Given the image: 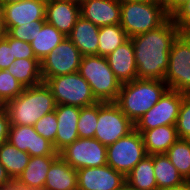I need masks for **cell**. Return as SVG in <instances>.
<instances>
[{
    "label": "cell",
    "instance_id": "26",
    "mask_svg": "<svg viewBox=\"0 0 190 190\" xmlns=\"http://www.w3.org/2000/svg\"><path fill=\"white\" fill-rule=\"evenodd\" d=\"M6 70L25 88L43 83L41 63L37 59H16Z\"/></svg>",
    "mask_w": 190,
    "mask_h": 190
},
{
    "label": "cell",
    "instance_id": "1",
    "mask_svg": "<svg viewBox=\"0 0 190 190\" xmlns=\"http://www.w3.org/2000/svg\"><path fill=\"white\" fill-rule=\"evenodd\" d=\"M179 33L178 26L169 17L159 27L130 38L137 65V79L164 80L171 45Z\"/></svg>",
    "mask_w": 190,
    "mask_h": 190
},
{
    "label": "cell",
    "instance_id": "10",
    "mask_svg": "<svg viewBox=\"0 0 190 190\" xmlns=\"http://www.w3.org/2000/svg\"><path fill=\"white\" fill-rule=\"evenodd\" d=\"M73 169L100 167L107 164V147L95 138H78L59 152Z\"/></svg>",
    "mask_w": 190,
    "mask_h": 190
},
{
    "label": "cell",
    "instance_id": "8",
    "mask_svg": "<svg viewBox=\"0 0 190 190\" xmlns=\"http://www.w3.org/2000/svg\"><path fill=\"white\" fill-rule=\"evenodd\" d=\"M97 124L94 138L106 147L134 130V123L115 102H98Z\"/></svg>",
    "mask_w": 190,
    "mask_h": 190
},
{
    "label": "cell",
    "instance_id": "32",
    "mask_svg": "<svg viewBox=\"0 0 190 190\" xmlns=\"http://www.w3.org/2000/svg\"><path fill=\"white\" fill-rule=\"evenodd\" d=\"M24 88L6 69L0 70V106L15 99L23 92Z\"/></svg>",
    "mask_w": 190,
    "mask_h": 190
},
{
    "label": "cell",
    "instance_id": "30",
    "mask_svg": "<svg viewBox=\"0 0 190 190\" xmlns=\"http://www.w3.org/2000/svg\"><path fill=\"white\" fill-rule=\"evenodd\" d=\"M185 181H190V144L179 138L165 153Z\"/></svg>",
    "mask_w": 190,
    "mask_h": 190
},
{
    "label": "cell",
    "instance_id": "40",
    "mask_svg": "<svg viewBox=\"0 0 190 190\" xmlns=\"http://www.w3.org/2000/svg\"><path fill=\"white\" fill-rule=\"evenodd\" d=\"M188 0H160L169 17H171Z\"/></svg>",
    "mask_w": 190,
    "mask_h": 190
},
{
    "label": "cell",
    "instance_id": "2",
    "mask_svg": "<svg viewBox=\"0 0 190 190\" xmlns=\"http://www.w3.org/2000/svg\"><path fill=\"white\" fill-rule=\"evenodd\" d=\"M56 105L51 89L43 82L24 88L21 94L4 107L9 115L10 125L34 126L41 117L55 111Z\"/></svg>",
    "mask_w": 190,
    "mask_h": 190
},
{
    "label": "cell",
    "instance_id": "34",
    "mask_svg": "<svg viewBox=\"0 0 190 190\" xmlns=\"http://www.w3.org/2000/svg\"><path fill=\"white\" fill-rule=\"evenodd\" d=\"M175 126L178 132V136L181 139H183L187 134L190 133V96L189 95H186L183 98Z\"/></svg>",
    "mask_w": 190,
    "mask_h": 190
},
{
    "label": "cell",
    "instance_id": "35",
    "mask_svg": "<svg viewBox=\"0 0 190 190\" xmlns=\"http://www.w3.org/2000/svg\"><path fill=\"white\" fill-rule=\"evenodd\" d=\"M45 22H40L39 24H22L20 26L12 27L7 33L14 39L25 41L31 43L36 30H40Z\"/></svg>",
    "mask_w": 190,
    "mask_h": 190
},
{
    "label": "cell",
    "instance_id": "46",
    "mask_svg": "<svg viewBox=\"0 0 190 190\" xmlns=\"http://www.w3.org/2000/svg\"><path fill=\"white\" fill-rule=\"evenodd\" d=\"M121 190H136V189H133L131 188L130 186H128L127 184H125Z\"/></svg>",
    "mask_w": 190,
    "mask_h": 190
},
{
    "label": "cell",
    "instance_id": "47",
    "mask_svg": "<svg viewBox=\"0 0 190 190\" xmlns=\"http://www.w3.org/2000/svg\"><path fill=\"white\" fill-rule=\"evenodd\" d=\"M71 1L74 2V3H77L79 5H81L83 2H86L88 0H71Z\"/></svg>",
    "mask_w": 190,
    "mask_h": 190
},
{
    "label": "cell",
    "instance_id": "12",
    "mask_svg": "<svg viewBox=\"0 0 190 190\" xmlns=\"http://www.w3.org/2000/svg\"><path fill=\"white\" fill-rule=\"evenodd\" d=\"M185 96L186 94L168 89L159 101L138 119L134 129L141 133L163 125H175Z\"/></svg>",
    "mask_w": 190,
    "mask_h": 190
},
{
    "label": "cell",
    "instance_id": "25",
    "mask_svg": "<svg viewBox=\"0 0 190 190\" xmlns=\"http://www.w3.org/2000/svg\"><path fill=\"white\" fill-rule=\"evenodd\" d=\"M153 155H146L126 176V184L136 190H157Z\"/></svg>",
    "mask_w": 190,
    "mask_h": 190
},
{
    "label": "cell",
    "instance_id": "11",
    "mask_svg": "<svg viewBox=\"0 0 190 190\" xmlns=\"http://www.w3.org/2000/svg\"><path fill=\"white\" fill-rule=\"evenodd\" d=\"M81 59L78 48L66 37L40 62L43 82L51 77L78 72Z\"/></svg>",
    "mask_w": 190,
    "mask_h": 190
},
{
    "label": "cell",
    "instance_id": "7",
    "mask_svg": "<svg viewBox=\"0 0 190 190\" xmlns=\"http://www.w3.org/2000/svg\"><path fill=\"white\" fill-rule=\"evenodd\" d=\"M45 84L51 89L57 105L82 108L98 102L89 83L78 72L51 77Z\"/></svg>",
    "mask_w": 190,
    "mask_h": 190
},
{
    "label": "cell",
    "instance_id": "13",
    "mask_svg": "<svg viewBox=\"0 0 190 190\" xmlns=\"http://www.w3.org/2000/svg\"><path fill=\"white\" fill-rule=\"evenodd\" d=\"M125 176L108 164L77 170V190H121Z\"/></svg>",
    "mask_w": 190,
    "mask_h": 190
},
{
    "label": "cell",
    "instance_id": "17",
    "mask_svg": "<svg viewBox=\"0 0 190 190\" xmlns=\"http://www.w3.org/2000/svg\"><path fill=\"white\" fill-rule=\"evenodd\" d=\"M80 109L78 106L56 105L58 129L53 146L58 153L79 138L77 128Z\"/></svg>",
    "mask_w": 190,
    "mask_h": 190
},
{
    "label": "cell",
    "instance_id": "42",
    "mask_svg": "<svg viewBox=\"0 0 190 190\" xmlns=\"http://www.w3.org/2000/svg\"><path fill=\"white\" fill-rule=\"evenodd\" d=\"M0 190H25L16 180H12Z\"/></svg>",
    "mask_w": 190,
    "mask_h": 190
},
{
    "label": "cell",
    "instance_id": "28",
    "mask_svg": "<svg viewBox=\"0 0 190 190\" xmlns=\"http://www.w3.org/2000/svg\"><path fill=\"white\" fill-rule=\"evenodd\" d=\"M30 157L27 152L18 150L8 141L0 146V163L4 166L12 180H16L23 172Z\"/></svg>",
    "mask_w": 190,
    "mask_h": 190
},
{
    "label": "cell",
    "instance_id": "50",
    "mask_svg": "<svg viewBox=\"0 0 190 190\" xmlns=\"http://www.w3.org/2000/svg\"><path fill=\"white\" fill-rule=\"evenodd\" d=\"M40 1H43V2L47 3L49 0H40Z\"/></svg>",
    "mask_w": 190,
    "mask_h": 190
},
{
    "label": "cell",
    "instance_id": "19",
    "mask_svg": "<svg viewBox=\"0 0 190 190\" xmlns=\"http://www.w3.org/2000/svg\"><path fill=\"white\" fill-rule=\"evenodd\" d=\"M106 59L116 78L122 84L137 79V65L130 38L108 54Z\"/></svg>",
    "mask_w": 190,
    "mask_h": 190
},
{
    "label": "cell",
    "instance_id": "43",
    "mask_svg": "<svg viewBox=\"0 0 190 190\" xmlns=\"http://www.w3.org/2000/svg\"><path fill=\"white\" fill-rule=\"evenodd\" d=\"M161 190H190V181H185L181 185L165 188Z\"/></svg>",
    "mask_w": 190,
    "mask_h": 190
},
{
    "label": "cell",
    "instance_id": "38",
    "mask_svg": "<svg viewBox=\"0 0 190 190\" xmlns=\"http://www.w3.org/2000/svg\"><path fill=\"white\" fill-rule=\"evenodd\" d=\"M15 60L12 47L3 38L0 40V70L7 69Z\"/></svg>",
    "mask_w": 190,
    "mask_h": 190
},
{
    "label": "cell",
    "instance_id": "22",
    "mask_svg": "<svg viewBox=\"0 0 190 190\" xmlns=\"http://www.w3.org/2000/svg\"><path fill=\"white\" fill-rule=\"evenodd\" d=\"M147 155L165 154L179 139L175 125H163L141 132Z\"/></svg>",
    "mask_w": 190,
    "mask_h": 190
},
{
    "label": "cell",
    "instance_id": "20",
    "mask_svg": "<svg viewBox=\"0 0 190 190\" xmlns=\"http://www.w3.org/2000/svg\"><path fill=\"white\" fill-rule=\"evenodd\" d=\"M59 156L30 157L29 162L16 181L25 190H43L51 164Z\"/></svg>",
    "mask_w": 190,
    "mask_h": 190
},
{
    "label": "cell",
    "instance_id": "16",
    "mask_svg": "<svg viewBox=\"0 0 190 190\" xmlns=\"http://www.w3.org/2000/svg\"><path fill=\"white\" fill-rule=\"evenodd\" d=\"M80 14V5L71 0H49L45 7V22L68 36Z\"/></svg>",
    "mask_w": 190,
    "mask_h": 190
},
{
    "label": "cell",
    "instance_id": "3",
    "mask_svg": "<svg viewBox=\"0 0 190 190\" xmlns=\"http://www.w3.org/2000/svg\"><path fill=\"white\" fill-rule=\"evenodd\" d=\"M168 90L164 80L134 79L121 84L115 103L135 124Z\"/></svg>",
    "mask_w": 190,
    "mask_h": 190
},
{
    "label": "cell",
    "instance_id": "33",
    "mask_svg": "<svg viewBox=\"0 0 190 190\" xmlns=\"http://www.w3.org/2000/svg\"><path fill=\"white\" fill-rule=\"evenodd\" d=\"M34 130L36 133L47 139L51 143L55 142V137L58 129V121L55 111L47 113L41 117L35 124Z\"/></svg>",
    "mask_w": 190,
    "mask_h": 190
},
{
    "label": "cell",
    "instance_id": "31",
    "mask_svg": "<svg viewBox=\"0 0 190 190\" xmlns=\"http://www.w3.org/2000/svg\"><path fill=\"white\" fill-rule=\"evenodd\" d=\"M98 123V102L80 109L78 120L79 138H94Z\"/></svg>",
    "mask_w": 190,
    "mask_h": 190
},
{
    "label": "cell",
    "instance_id": "36",
    "mask_svg": "<svg viewBox=\"0 0 190 190\" xmlns=\"http://www.w3.org/2000/svg\"><path fill=\"white\" fill-rule=\"evenodd\" d=\"M4 39L8 42L9 46L12 47L15 59H36L30 43L14 39L8 33H6Z\"/></svg>",
    "mask_w": 190,
    "mask_h": 190
},
{
    "label": "cell",
    "instance_id": "21",
    "mask_svg": "<svg viewBox=\"0 0 190 190\" xmlns=\"http://www.w3.org/2000/svg\"><path fill=\"white\" fill-rule=\"evenodd\" d=\"M100 27L80 16L71 33L67 36L82 56L97 55Z\"/></svg>",
    "mask_w": 190,
    "mask_h": 190
},
{
    "label": "cell",
    "instance_id": "23",
    "mask_svg": "<svg viewBox=\"0 0 190 190\" xmlns=\"http://www.w3.org/2000/svg\"><path fill=\"white\" fill-rule=\"evenodd\" d=\"M43 190H77V170L59 156L49 168Z\"/></svg>",
    "mask_w": 190,
    "mask_h": 190
},
{
    "label": "cell",
    "instance_id": "48",
    "mask_svg": "<svg viewBox=\"0 0 190 190\" xmlns=\"http://www.w3.org/2000/svg\"><path fill=\"white\" fill-rule=\"evenodd\" d=\"M188 144H190V133L183 138Z\"/></svg>",
    "mask_w": 190,
    "mask_h": 190
},
{
    "label": "cell",
    "instance_id": "4",
    "mask_svg": "<svg viewBox=\"0 0 190 190\" xmlns=\"http://www.w3.org/2000/svg\"><path fill=\"white\" fill-rule=\"evenodd\" d=\"M120 25L129 38L162 25L169 16L160 1H121Z\"/></svg>",
    "mask_w": 190,
    "mask_h": 190
},
{
    "label": "cell",
    "instance_id": "27",
    "mask_svg": "<svg viewBox=\"0 0 190 190\" xmlns=\"http://www.w3.org/2000/svg\"><path fill=\"white\" fill-rule=\"evenodd\" d=\"M153 166L157 190L178 186L185 182L166 154L153 155Z\"/></svg>",
    "mask_w": 190,
    "mask_h": 190
},
{
    "label": "cell",
    "instance_id": "14",
    "mask_svg": "<svg viewBox=\"0 0 190 190\" xmlns=\"http://www.w3.org/2000/svg\"><path fill=\"white\" fill-rule=\"evenodd\" d=\"M8 142L31 157L59 156L53 143L36 133L33 126L10 125Z\"/></svg>",
    "mask_w": 190,
    "mask_h": 190
},
{
    "label": "cell",
    "instance_id": "41",
    "mask_svg": "<svg viewBox=\"0 0 190 190\" xmlns=\"http://www.w3.org/2000/svg\"><path fill=\"white\" fill-rule=\"evenodd\" d=\"M12 179L7 174L6 169L0 163V189H2L6 184L10 183Z\"/></svg>",
    "mask_w": 190,
    "mask_h": 190
},
{
    "label": "cell",
    "instance_id": "37",
    "mask_svg": "<svg viewBox=\"0 0 190 190\" xmlns=\"http://www.w3.org/2000/svg\"><path fill=\"white\" fill-rule=\"evenodd\" d=\"M171 18L178 26L180 33H190V0L181 6Z\"/></svg>",
    "mask_w": 190,
    "mask_h": 190
},
{
    "label": "cell",
    "instance_id": "44",
    "mask_svg": "<svg viewBox=\"0 0 190 190\" xmlns=\"http://www.w3.org/2000/svg\"><path fill=\"white\" fill-rule=\"evenodd\" d=\"M6 33L7 31L4 25L3 14L0 8V40H2L5 37Z\"/></svg>",
    "mask_w": 190,
    "mask_h": 190
},
{
    "label": "cell",
    "instance_id": "49",
    "mask_svg": "<svg viewBox=\"0 0 190 190\" xmlns=\"http://www.w3.org/2000/svg\"><path fill=\"white\" fill-rule=\"evenodd\" d=\"M126 1H143V2H152V1H160V0H126Z\"/></svg>",
    "mask_w": 190,
    "mask_h": 190
},
{
    "label": "cell",
    "instance_id": "18",
    "mask_svg": "<svg viewBox=\"0 0 190 190\" xmlns=\"http://www.w3.org/2000/svg\"><path fill=\"white\" fill-rule=\"evenodd\" d=\"M80 14L98 27L120 24L121 1L88 0L80 5Z\"/></svg>",
    "mask_w": 190,
    "mask_h": 190
},
{
    "label": "cell",
    "instance_id": "6",
    "mask_svg": "<svg viewBox=\"0 0 190 190\" xmlns=\"http://www.w3.org/2000/svg\"><path fill=\"white\" fill-rule=\"evenodd\" d=\"M164 81L169 90L190 94V34L179 33L174 39Z\"/></svg>",
    "mask_w": 190,
    "mask_h": 190
},
{
    "label": "cell",
    "instance_id": "5",
    "mask_svg": "<svg viewBox=\"0 0 190 190\" xmlns=\"http://www.w3.org/2000/svg\"><path fill=\"white\" fill-rule=\"evenodd\" d=\"M78 73L89 83L98 102L117 100L122 83L108 65L106 57L82 56Z\"/></svg>",
    "mask_w": 190,
    "mask_h": 190
},
{
    "label": "cell",
    "instance_id": "24",
    "mask_svg": "<svg viewBox=\"0 0 190 190\" xmlns=\"http://www.w3.org/2000/svg\"><path fill=\"white\" fill-rule=\"evenodd\" d=\"M66 37L54 26L45 22L40 30H36L30 43L36 59L41 62Z\"/></svg>",
    "mask_w": 190,
    "mask_h": 190
},
{
    "label": "cell",
    "instance_id": "45",
    "mask_svg": "<svg viewBox=\"0 0 190 190\" xmlns=\"http://www.w3.org/2000/svg\"><path fill=\"white\" fill-rule=\"evenodd\" d=\"M20 1H23V0H0V5L18 3Z\"/></svg>",
    "mask_w": 190,
    "mask_h": 190
},
{
    "label": "cell",
    "instance_id": "39",
    "mask_svg": "<svg viewBox=\"0 0 190 190\" xmlns=\"http://www.w3.org/2000/svg\"><path fill=\"white\" fill-rule=\"evenodd\" d=\"M10 128L9 115L4 106H0V146L8 141Z\"/></svg>",
    "mask_w": 190,
    "mask_h": 190
},
{
    "label": "cell",
    "instance_id": "15",
    "mask_svg": "<svg viewBox=\"0 0 190 190\" xmlns=\"http://www.w3.org/2000/svg\"><path fill=\"white\" fill-rule=\"evenodd\" d=\"M45 7L46 3L40 0H23L18 3L0 5L6 31L26 23L45 22Z\"/></svg>",
    "mask_w": 190,
    "mask_h": 190
},
{
    "label": "cell",
    "instance_id": "29",
    "mask_svg": "<svg viewBox=\"0 0 190 190\" xmlns=\"http://www.w3.org/2000/svg\"><path fill=\"white\" fill-rule=\"evenodd\" d=\"M98 56L106 57L129 39L120 24L102 26L99 29Z\"/></svg>",
    "mask_w": 190,
    "mask_h": 190
},
{
    "label": "cell",
    "instance_id": "9",
    "mask_svg": "<svg viewBox=\"0 0 190 190\" xmlns=\"http://www.w3.org/2000/svg\"><path fill=\"white\" fill-rule=\"evenodd\" d=\"M146 155L142 135L135 129L107 146V164L124 176Z\"/></svg>",
    "mask_w": 190,
    "mask_h": 190
}]
</instances>
